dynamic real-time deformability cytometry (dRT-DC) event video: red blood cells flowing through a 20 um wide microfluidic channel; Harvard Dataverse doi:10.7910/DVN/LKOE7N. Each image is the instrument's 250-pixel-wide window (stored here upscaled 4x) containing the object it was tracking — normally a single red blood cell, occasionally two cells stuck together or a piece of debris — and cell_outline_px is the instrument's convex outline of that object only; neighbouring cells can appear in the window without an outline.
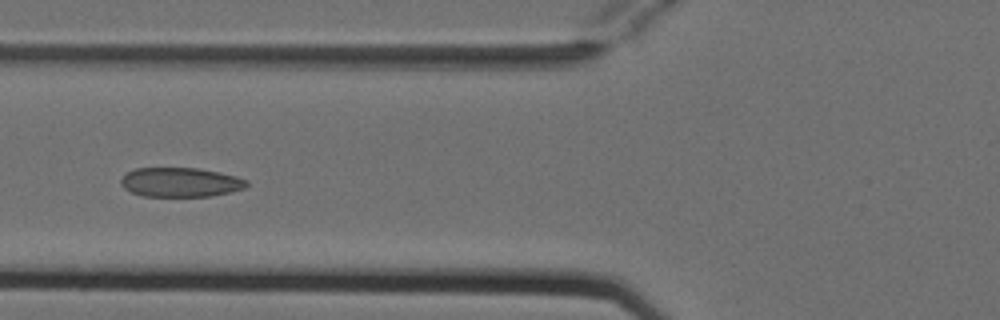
{"species": "Egyptian fruit bat (a non-hibernating species)", "species_latin": "Rousettus aegyptiacus", "temperature_condition": "cold", "stored_images_in_passage": 5, "camera_frame_rate_fps": 3000, "um_per_image_px": 0.085, "animal": {"sex": "female"}, "frame": {"image": 1, "passage_image": 5, "time_ms": 1.333, "image_size_px": [1000, 320], "cell_outline_px": [[248, 184], [244, 188], [212, 196], [144, 196], [132, 192], [124, 188], [120, 184], [120, 180], [128, 172], [136, 168], [200, 168], [220, 172], [236, 176], [248, 180]], "centroid_in_image_um": [15.35, 15.48], "position_along_channel_um": 110.5, "area_um2": 21.44}}